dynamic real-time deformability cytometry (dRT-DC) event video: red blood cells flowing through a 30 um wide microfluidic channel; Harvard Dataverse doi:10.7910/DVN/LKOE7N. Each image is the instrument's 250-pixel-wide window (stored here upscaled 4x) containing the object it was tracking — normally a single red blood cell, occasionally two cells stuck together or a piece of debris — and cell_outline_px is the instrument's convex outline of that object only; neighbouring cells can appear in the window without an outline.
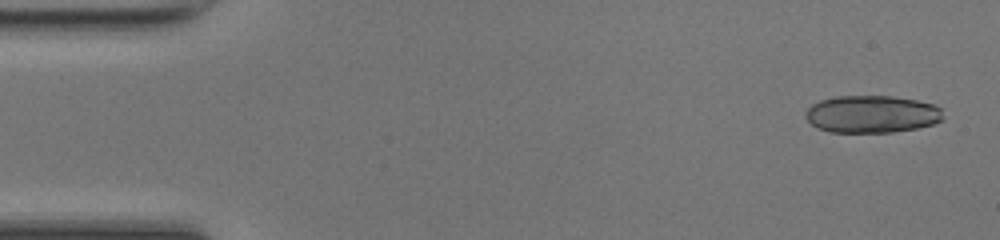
{"species": "common noctule bat (a hibernating species)", "species_latin": "Nyctalus noctula", "temperature_condition": "room temperature", "stored_images_in_passage": 49, "camera_frame_rate_fps": 3000, "um_per_image_px": 0.085, "animal": {"sex": "female", "body_mass_g": 17.0, "forearm_length_mm": 48.0}, "frame": {"image": 1, "passage_image": 2, "time_ms": 0.333, "image_size_px": [1000, 240], "cell_outline_px": [[944, 120], [932, 124], [916, 128], [892, 132], [832, 132], [816, 128], [804, 116], [804, 112], [812, 104], [820, 100], [836, 96], [892, 96], [916, 100], [932, 104], [940, 108]], "centroid_in_image_um": [74.08, 9.7], "position_along_channel_um": 10.9, "area_um2": 30.0}}
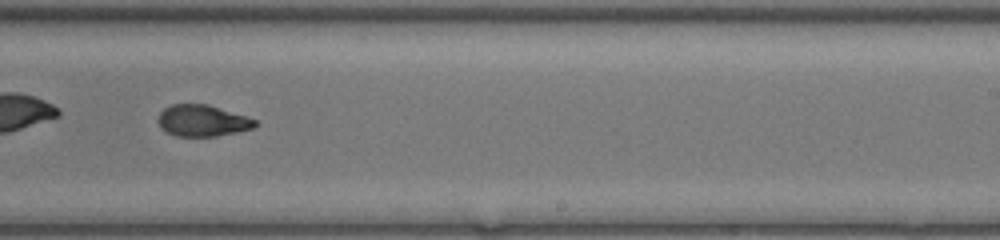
{"frame": {"image": 2, "passage_image": 30, "time_ms": 9.667, "image_size_px": [1000, 240], "cell_outline_px": [[260, 124], [256, 128], [216, 136], [176, 136], [160, 128], [156, 120], [160, 112], [164, 108], [172, 104], [208, 104], [256, 120]], "centroid_in_image_um": [17.19, 10.26], "position_along_channel_um": 271.8, "area_um2": 17.86}}
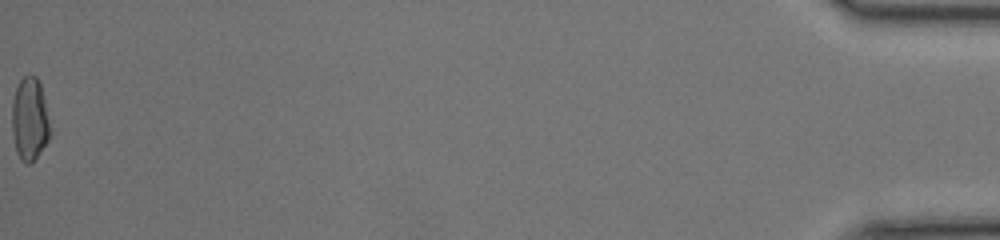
{"frame": {"image": 3, "passage_image": 49, "time_ms": 16.0, "image_size_px": [1000, 240], "cell_outline_px": [[52, 132], [48, 140], [32, 164], [24, 164], [20, 160], [16, 152], [12, 132], [12, 104], [16, 88], [20, 80], [24, 76], [36, 76], [40, 84]], "centroid_in_image_um": [2.52, 10.19], "position_along_channel_um": 432.7, "area_um2": 18.55}, "authors_computed_cell_mechanics": {"area_um2": 18.6694, "velocity_mm_per_s": 4.2962, "shape_relaxation_time_tau1_ms": null, "shape_relaxation_time_tau2_ms": 2.1472, "deformation_change_tau1": null, "deformation_change_tau2": 0.0846}}